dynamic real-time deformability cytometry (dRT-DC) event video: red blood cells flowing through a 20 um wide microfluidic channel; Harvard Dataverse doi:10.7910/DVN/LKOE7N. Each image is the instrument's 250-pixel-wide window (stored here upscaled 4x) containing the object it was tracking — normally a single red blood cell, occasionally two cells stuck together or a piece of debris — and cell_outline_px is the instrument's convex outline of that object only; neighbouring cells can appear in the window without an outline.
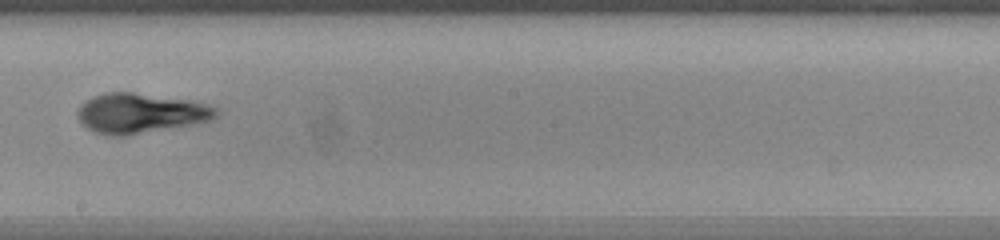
{"species": "human", "species_latin": "Homo sapiens", "temperature_condition": "warm", "stored_images_in_passage": 51, "segment_of_instrument_passage": [2, 2], "camera_frame_rate_fps": 3000, "um_per_image_px": 0.085, "donor": {"sex": "female"}, "frame": {"image": 1, "passage_image": 30, "time_ms": 9.667, "image_size_px": [1000, 240], "cell_outline_px": [[220, 112], [212, 120], [192, 124], [128, 136], [112, 136], [96, 132], [88, 128], [80, 120], [76, 112], [80, 104], [92, 96], [104, 92], [132, 92], [192, 100], [208, 104], [216, 108]], "centroid_in_image_um": [11.95, 9.61], "position_along_channel_um": 236.3, "area_um2": 32.43}}
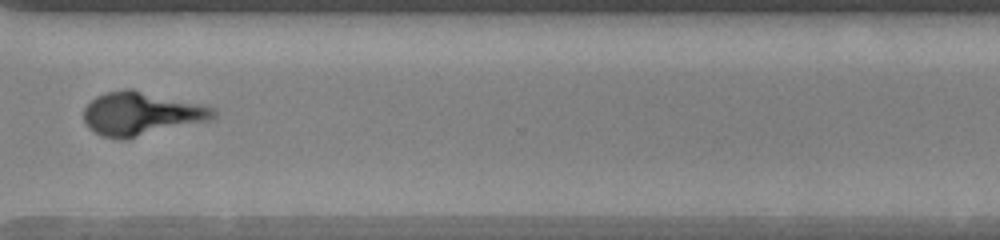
{"frame": {"image": 2, "passage_image": 39, "time_ms": 12.667, "image_size_px": [1000, 240], "cell_outline_px": [[216, 116], [208, 120], [128, 140], [120, 140], [100, 136], [88, 128], [84, 120], [84, 108], [96, 96], [104, 92], [124, 88], [132, 88], [200, 104], [216, 108]], "centroid_in_image_um": [11.97, 9.67], "position_along_channel_um": 358.6, "area_um2": 33.23}}
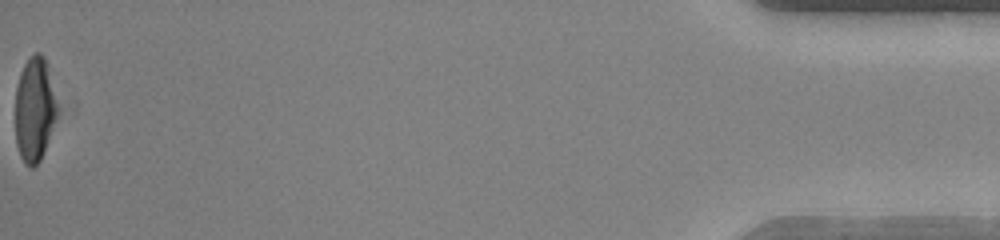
{"frame": {"image": 3, "passage_image": 51, "time_ms": 16.667, "image_size_px": [1000, 240], "cell_outline_px": [[64, 108], [40, 160], [32, 168], [28, 168], [24, 164], [20, 156], [16, 144], [16, 88], [20, 72], [28, 56], [36, 52], [40, 52], [44, 56]], "centroid_in_image_um": [3.04, 9.27], "position_along_channel_um": 432.2, "area_um2": 27.28}}